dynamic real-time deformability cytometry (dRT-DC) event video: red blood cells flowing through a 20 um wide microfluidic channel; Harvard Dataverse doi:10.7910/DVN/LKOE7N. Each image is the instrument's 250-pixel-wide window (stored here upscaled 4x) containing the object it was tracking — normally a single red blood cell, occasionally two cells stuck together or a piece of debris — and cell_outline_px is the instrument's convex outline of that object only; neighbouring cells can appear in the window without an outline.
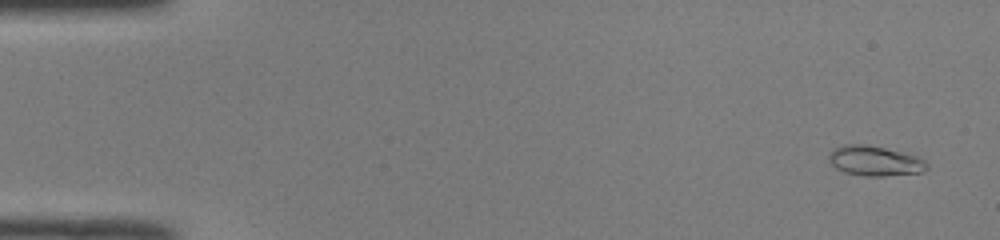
{"species": "common noctule bat (a hibernating species)", "species_latin": "Nyctalus noctula", "temperature_condition": "room temperature", "stored_images_in_passage": 51, "camera_frame_rate_fps": 3000, "um_per_image_px": 0.085, "animal": {"sex": "male", "body_mass_g": 19.0, "forearm_length_mm": 50.8}, "frame": {"image": 1, "passage_image": 3, "time_ms": 0.667, "image_size_px": [1000, 240], "cell_outline_px": [[928, 168], [920, 172], [884, 176], [864, 176], [844, 172], [836, 168], [828, 160], [828, 156], [832, 148], [844, 144], [868, 144], [916, 156], [924, 160], [928, 164]], "centroid_in_image_um": [74.31, 13.67], "position_along_channel_um": 10.7, "area_um2": 17.11}}
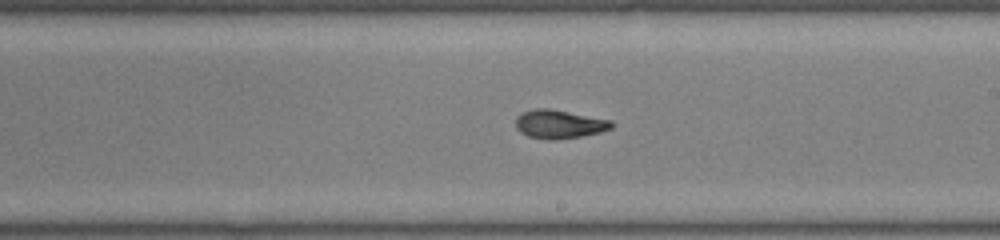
{"frame": {"image": 2, "passage_image": 30, "time_ms": 9.667, "image_size_px": [1000, 240], "cell_outline_px": [[616, 124], [612, 128], [600, 132], [580, 136], [556, 140], [548, 140], [528, 136], [520, 132], [516, 128], [516, 116], [524, 112], [536, 108], [548, 108], [612, 120]], "centroid_in_image_um": [47.55, 10.55], "position_along_channel_um": 241.5, "area_um2": 16.01}}
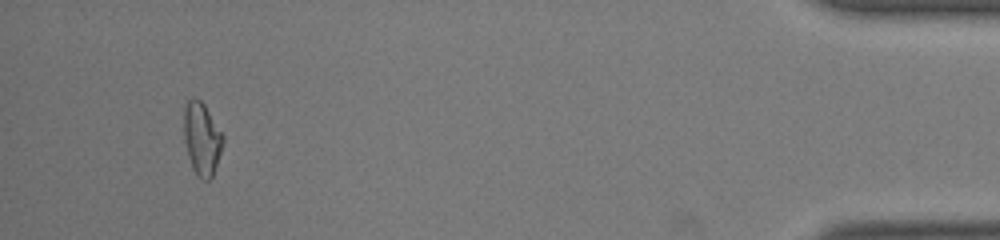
{"frame": {"image": 3, "passage_image": 48, "time_ms": 15.667, "image_size_px": [1000, 240], "cell_outline_px": [[224, 140], [212, 176], [208, 180], [200, 180], [192, 168], [188, 156], [184, 140], [184, 108], [188, 100], [192, 96], [200, 100], [204, 104], [224, 136]], "centroid_in_image_um": [17.14, 11.78], "position_along_channel_um": 418.1, "area_um2": 16.47}, "authors_computed_cell_mechanics": {"area_um2": 16.0106, "velocity_mm_per_s": 4.0986, "shape_relaxation_time_tau1_ms": 9.8822, "shape_relaxation_time_tau2_ms": 1.8759, "deformation_change_tau1": 0.2985, "deformation_change_tau2": 0.063}}